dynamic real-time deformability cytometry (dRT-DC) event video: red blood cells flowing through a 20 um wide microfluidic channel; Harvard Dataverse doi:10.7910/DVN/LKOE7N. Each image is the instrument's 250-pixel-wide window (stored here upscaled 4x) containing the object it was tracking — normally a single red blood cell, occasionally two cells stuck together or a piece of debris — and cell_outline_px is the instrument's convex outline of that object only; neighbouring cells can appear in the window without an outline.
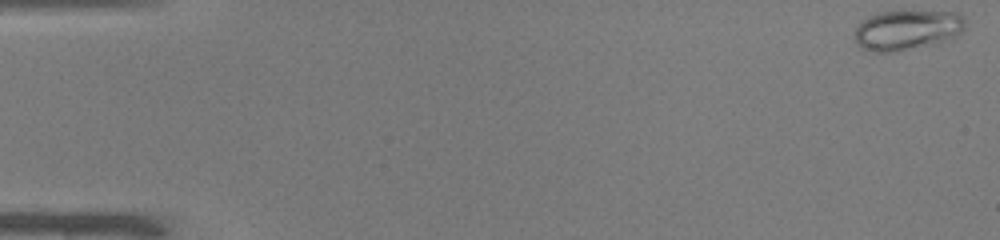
{"species": "common noctule bat (a hibernating species)", "species_latin": "Nyctalus noctula", "temperature_condition": "warm", "stored_images_in_passage": 50, "camera_frame_rate_fps": 3000, "um_per_image_px": 0.085, "animal": {"sex": "male", "body_mass_g": 19.0, "forearm_length_mm": 50.8}, "frame": {"image": 1, "passage_image": 1, "time_ms": 0.0, "image_size_px": [1000, 240], "cell_outline_px": [[964, 28], [952, 40], [896, 52], [876, 52], [860, 48], [856, 44], [856, 28], [868, 16], [880, 12], [960, 12], [964, 16]], "centroid_in_image_um": [77.13, 2.57], "position_along_channel_um": 7.9, "area_um2": 25.72}}
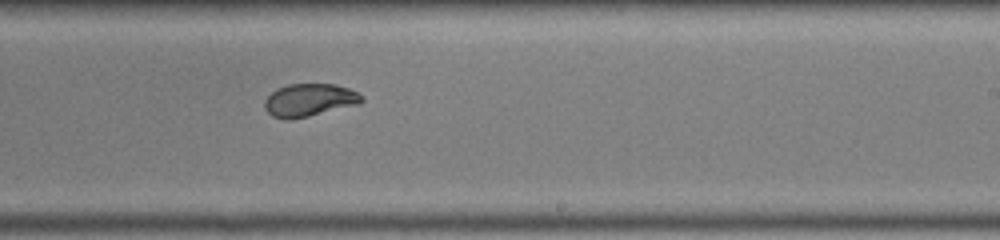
{"frame": {"image": 2, "passage_image": 31, "time_ms": 10.0, "image_size_px": [1000, 240], "cell_outline_px": [[364, 100], [360, 104], [292, 120], [284, 120], [272, 116], [264, 108], [264, 100], [276, 88], [288, 84], [336, 84], [348, 88], [364, 96]], "centroid_in_image_um": [26.29, 8.51], "position_along_channel_um": 262.7, "area_um2": 18.79}}
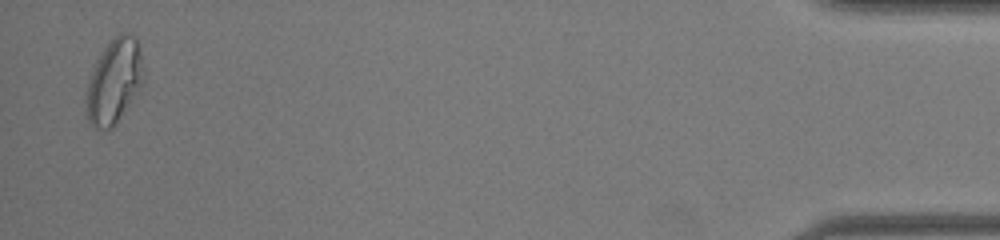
{"frame": {"image": 3, "passage_image": 49, "time_ms": 16.0, "image_size_px": [1000, 240], "cell_outline_px": [[144, 80], [116, 124], [112, 128], [92, 128], [88, 120], [88, 84], [96, 60], [104, 48], [120, 32], [132, 32], [136, 36], [140, 44], [144, 68]], "centroid_in_image_um": [9.76, 6.83], "position_along_channel_um": 425.4, "area_um2": 27.92}}